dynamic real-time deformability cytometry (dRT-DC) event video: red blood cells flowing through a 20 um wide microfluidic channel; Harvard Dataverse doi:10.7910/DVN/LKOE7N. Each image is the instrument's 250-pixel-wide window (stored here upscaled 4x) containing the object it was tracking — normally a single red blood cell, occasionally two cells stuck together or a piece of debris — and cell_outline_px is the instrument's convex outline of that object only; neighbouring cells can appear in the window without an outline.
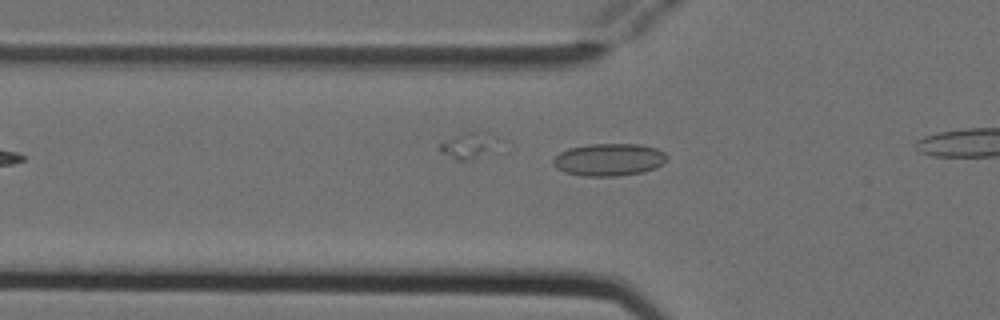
{"species": "Egyptian fruit bat (a non-hibernating species)", "species_latin": "Rousettus aegyptiacus", "temperature_condition": "cold", "stored_images_in_passage": 2, "camera_frame_rate_fps": 3000, "um_per_image_px": 0.085, "animal": {"sex": "female"}, "frame": {"image": 1, "passage_image": 2, "time_ms": 0.333, "image_size_px": [1000, 320], "cell_outline_px": [[668, 156], [656, 168], [644, 172], [616, 176], [580, 176], [564, 172], [556, 168], [552, 164], [552, 160], [560, 152], [568, 148], [588, 144], [640, 144], [656, 148], [664, 152]], "centroid_in_image_um": [51.73, 13.57], "position_along_channel_um": 74.1, "area_um2": 21.62}}